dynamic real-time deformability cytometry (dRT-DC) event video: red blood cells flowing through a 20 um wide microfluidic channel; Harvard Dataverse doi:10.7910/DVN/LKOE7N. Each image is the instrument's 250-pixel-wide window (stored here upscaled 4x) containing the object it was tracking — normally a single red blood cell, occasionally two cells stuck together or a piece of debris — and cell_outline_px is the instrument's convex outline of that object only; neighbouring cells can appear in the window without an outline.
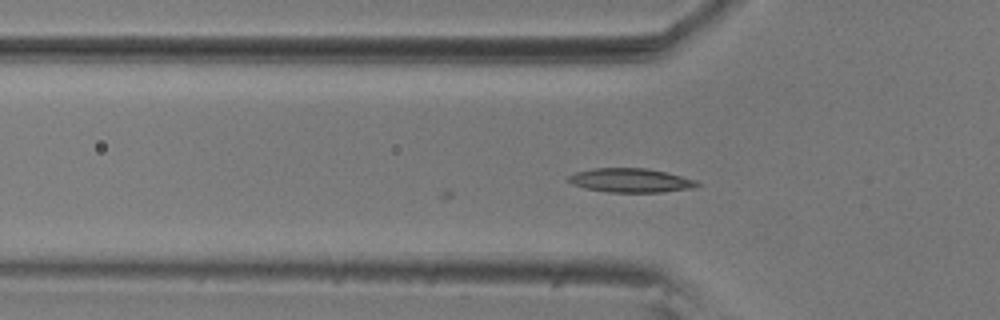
{"species": "common noctule bat (a hibernating species)", "species_latin": "Nyctalus noctula", "temperature_condition": "room temperature", "stored_images_in_passage": 2, "camera_frame_rate_fps": 3000, "um_per_image_px": 0.085, "animal": {"sex": "male", "body_mass_g": 20.5, "forearm_length_mm": 52.5}, "frame": {"image": 1, "passage_image": 2, "time_ms": 0.333, "image_size_px": [1000, 320], "cell_outline_px": [[700, 184], [696, 188], [660, 192], [608, 192], [584, 188], [572, 184], [564, 180], [568, 176], [576, 172], [592, 168], [648, 168], [696, 180]], "centroid_in_image_um": [53.56, 15.33], "position_along_channel_um": 72.2, "area_um2": 18.09}}